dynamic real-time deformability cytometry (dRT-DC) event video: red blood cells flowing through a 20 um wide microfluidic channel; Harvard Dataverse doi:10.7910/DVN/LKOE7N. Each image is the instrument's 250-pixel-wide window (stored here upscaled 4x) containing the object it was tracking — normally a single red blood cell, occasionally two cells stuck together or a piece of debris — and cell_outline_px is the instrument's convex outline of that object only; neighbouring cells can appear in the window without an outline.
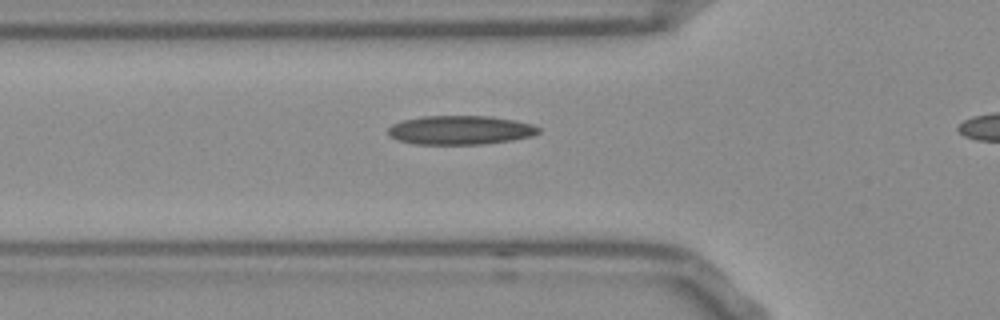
{"species": "Egyptian fruit bat (a non-hibernating species)", "species_latin": "Rousettus aegyptiacus", "temperature_condition": "room temperature", "stored_images_in_passage": 12, "camera_frame_rate_fps": 3000, "um_per_image_px": 0.085, "frame": {"image": 1, "passage_image": 10, "time_ms": 3.0, "image_size_px": [1000, 320], "cell_outline_px": [[540, 132], [532, 136], [512, 140], [484, 144], [416, 144], [400, 140], [392, 136], [388, 132], [388, 128], [392, 124], [404, 120], [424, 116], [488, 116], [512, 120], [532, 124], [540, 128]], "centroid_in_image_um": [39.15, 11.06], "position_along_channel_um": 86.6, "area_um2": 25.14}}